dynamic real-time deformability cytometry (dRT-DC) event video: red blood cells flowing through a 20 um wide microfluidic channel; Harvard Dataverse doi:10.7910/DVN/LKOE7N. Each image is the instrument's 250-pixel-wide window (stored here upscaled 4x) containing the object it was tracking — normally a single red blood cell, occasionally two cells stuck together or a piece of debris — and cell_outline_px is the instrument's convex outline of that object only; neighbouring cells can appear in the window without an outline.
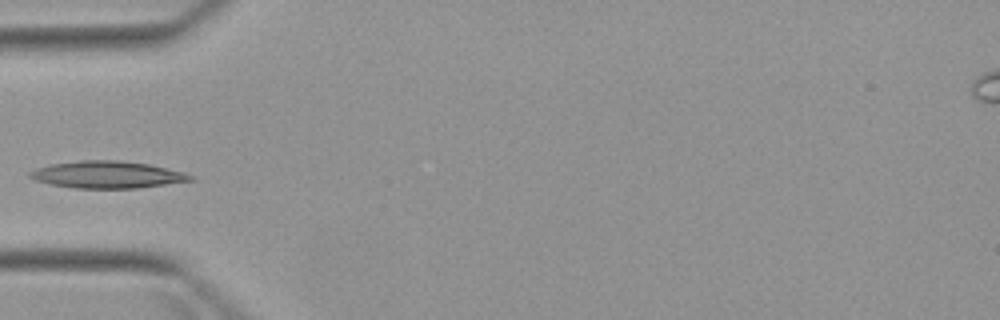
{"species": "Egyptian fruit bat (a non-hibernating species)", "species_latin": "Rousettus aegyptiacus", "temperature_condition": "warm", "stored_images_in_passage": 1, "camera_frame_rate_fps": 3000, "um_per_image_px": 0.085, "animal": {"sex": "female"}, "frame": {"image": 1, "passage_image": 1, "time_ms": 0.0, "image_size_px": [1000, 320], "cell_outline_px": [[196, 180], [136, 188], [76, 188], [48, 184], [36, 180], [28, 176], [28, 172], [36, 168], [52, 164], [80, 160], [120, 160], [148, 164], [184, 172], [196, 176]], "centroid_in_image_um": [9.13, 14.84], "position_along_channel_um": 75.9, "area_um2": 25.37}}